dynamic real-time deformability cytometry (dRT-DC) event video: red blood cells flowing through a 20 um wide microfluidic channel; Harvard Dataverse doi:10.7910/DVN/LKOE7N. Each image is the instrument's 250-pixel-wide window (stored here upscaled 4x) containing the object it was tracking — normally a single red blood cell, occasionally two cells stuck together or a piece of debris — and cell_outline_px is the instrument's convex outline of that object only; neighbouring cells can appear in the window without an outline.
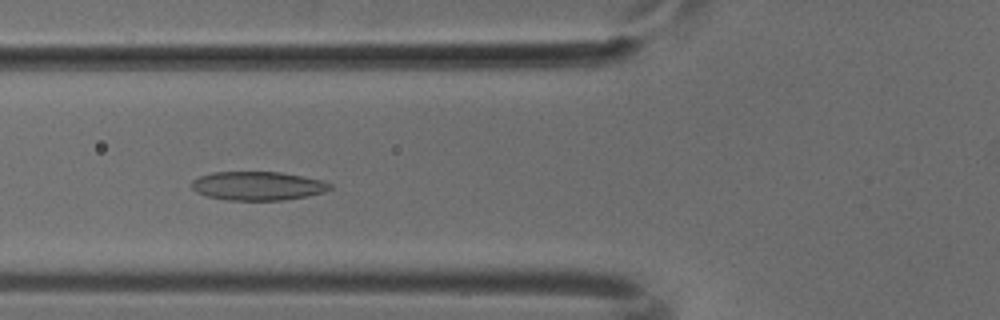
{"species": "common noctule bat (a hibernating species)", "species_latin": "Nyctalus noctula", "temperature_condition": "cold", "stored_images_in_passage": 51, "camera_frame_rate_fps": 3000, "um_per_image_px": 0.085, "animal": {"sex": "male", "body_mass_g": 18.8}, "frame": {"image": 1, "passage_image": 19, "time_ms": 6.0, "image_size_px": [1000, 320], "cell_outline_px": [[332, 188], [324, 192], [308, 196], [284, 200], [228, 200], [208, 196], [196, 192], [192, 188], [192, 180], [200, 176], [212, 172], [280, 172], [324, 180], [332, 184]], "centroid_in_image_um": [21.94, 15.8], "position_along_channel_um": 103.9, "area_um2": 23.24}}
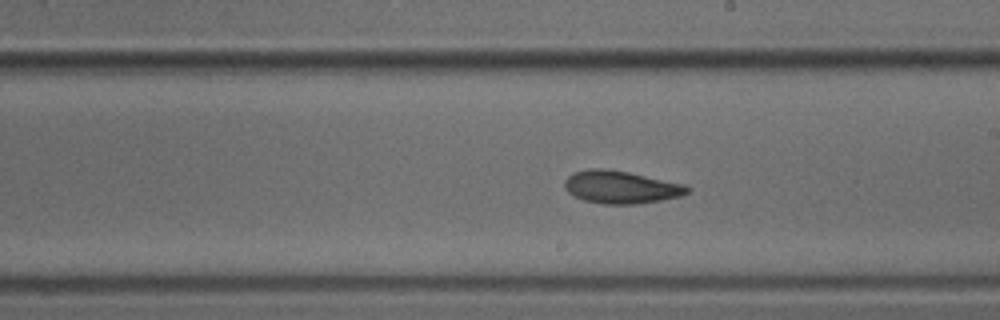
{"frame": {"image": 2, "passage_image": 29, "time_ms": 9.333, "image_size_px": [1000, 320], "cell_outline_px": [[692, 188], [688, 192], [680, 196], [660, 200], [636, 204], [604, 204], [584, 200], [572, 196], [564, 188], [564, 180], [572, 172], [588, 168], [604, 168], [628, 172], [688, 184]], "centroid_in_image_um": [52.77, 15.89], "position_along_channel_um": 236.2, "area_um2": 23.7}}
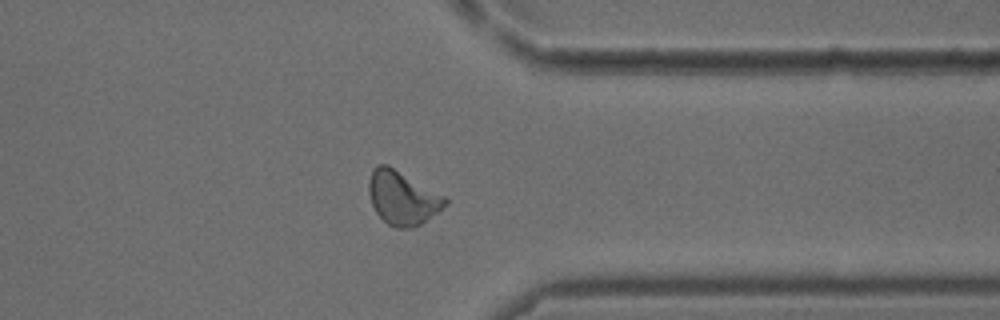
{"frame": {"image": 3, "passage_image": 40, "time_ms": 13.0, "image_size_px": [1000, 320], "cell_outline_px": [[448, 204], [416, 228], [396, 228], [388, 224], [376, 212], [372, 204], [368, 192], [368, 180], [372, 168], [376, 164], [388, 164], [448, 196]], "centroid_in_image_um": [34.23, 16.79], "position_along_channel_um": 377.2, "area_um2": 24.51}}